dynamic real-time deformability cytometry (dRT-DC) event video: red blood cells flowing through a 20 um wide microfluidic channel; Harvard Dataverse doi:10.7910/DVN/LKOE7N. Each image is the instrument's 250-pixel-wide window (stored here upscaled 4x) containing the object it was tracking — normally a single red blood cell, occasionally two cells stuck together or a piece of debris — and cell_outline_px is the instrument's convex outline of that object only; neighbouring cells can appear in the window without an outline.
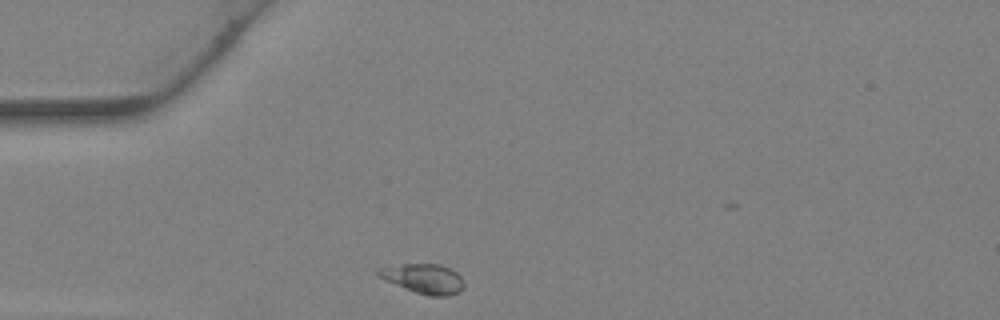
{"species": "Egyptian fruit bat (a non-hibernating species)", "species_latin": "Rousettus aegyptiacus", "temperature_condition": "warm", "stored_images_in_passage": 21, "camera_frame_rate_fps": 3000, "um_per_image_px": 0.085, "animal": {"sex": "female"}, "frame": {"image": 1, "passage_image": 1, "time_ms": 0.0, "image_size_px": [1000, 320], "cell_outline_px": [[464, 288], [460, 292], [448, 296], [428, 296], [416, 292], [384, 280], [376, 272], [376, 268], [400, 264], [440, 264], [456, 272], [464, 280]], "centroid_in_image_um": [36.03, 23.68], "position_along_channel_um": 49.0, "area_um2": 14.85}}
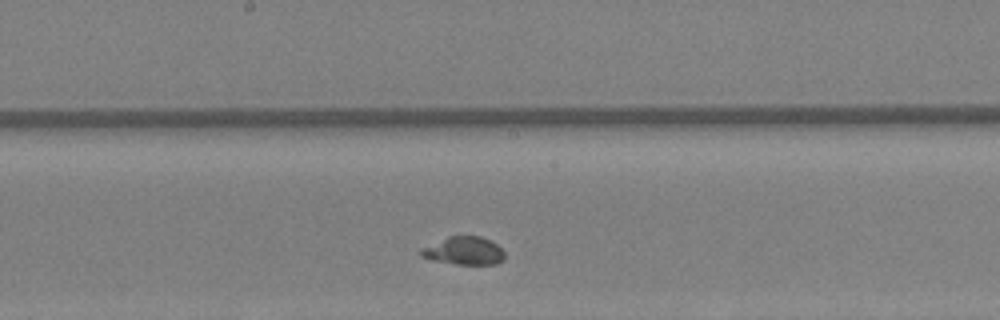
{"frame": {"image": 2, "passage_image": 11, "time_ms": 3.333, "image_size_px": [1000, 320], "cell_outline_px": [[504, 260], [496, 264], [456, 264], [432, 260], [420, 256], [420, 248], [448, 236], [480, 236], [496, 244], [504, 252]], "centroid_in_image_um": [39.41, 21.32], "position_along_channel_um": 208.8, "area_um2": 13.64}}
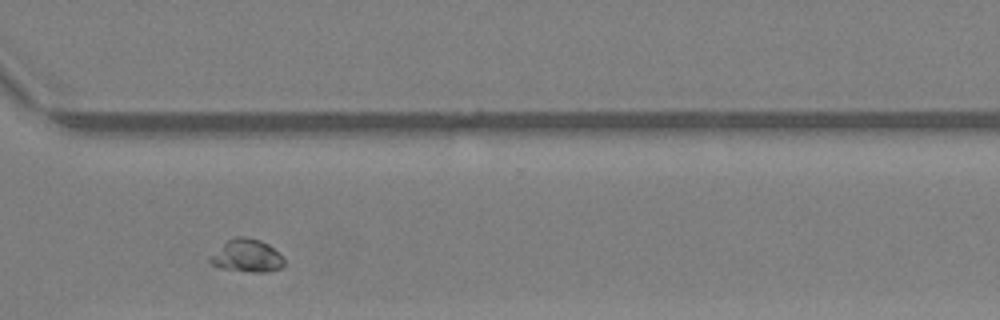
{"frame": {"image": 3, "passage_image": 19, "time_ms": 6.0, "image_size_px": [1000, 320], "cell_outline_px": [[284, 264], [280, 268], [264, 272], [252, 272], [220, 268], [212, 264], [208, 260], [208, 256], [232, 236], [244, 236], [260, 240], [268, 244], [284, 260]], "centroid_in_image_um": [20.92, 21.73], "position_along_channel_um": 349.7, "area_um2": 14.1}}